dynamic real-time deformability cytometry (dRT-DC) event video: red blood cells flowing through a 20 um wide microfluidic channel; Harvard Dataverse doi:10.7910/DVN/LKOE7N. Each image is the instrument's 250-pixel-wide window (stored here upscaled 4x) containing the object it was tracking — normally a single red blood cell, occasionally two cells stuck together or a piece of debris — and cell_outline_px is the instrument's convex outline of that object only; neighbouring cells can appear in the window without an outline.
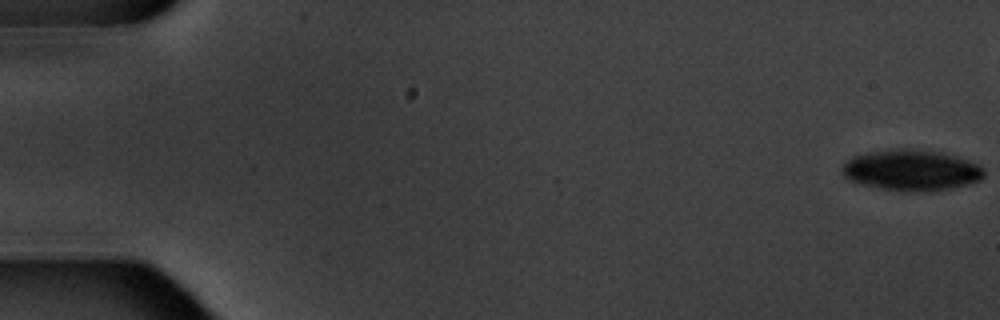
{"species": "common noctule bat (a hibernating species)", "species_latin": "Nyctalus noctula", "temperature_condition": "warm", "stored_images_in_passage": 6, "camera_frame_rate_fps": 3000, "um_per_image_px": 0.085, "animal": {"sex": "male", "body_mass_g": 20.1, "forearm_length_mm": 53.5}, "frame": {"image": 1, "passage_image": 1, "time_ms": 0.0, "image_size_px": [1000, 320], "cell_outline_px": [[984, 176], [980, 180], [968, 184], [948, 188], [920, 192], [916, 192], [880, 188], [848, 180], [844, 176], [840, 168], [852, 156], [868, 152], [900, 148], [912, 148], [940, 152], [956, 156], [980, 164], [984, 168]], "centroid_in_image_um": [77.47, 14.45], "position_along_channel_um": 7.5, "area_um2": 33.81}}